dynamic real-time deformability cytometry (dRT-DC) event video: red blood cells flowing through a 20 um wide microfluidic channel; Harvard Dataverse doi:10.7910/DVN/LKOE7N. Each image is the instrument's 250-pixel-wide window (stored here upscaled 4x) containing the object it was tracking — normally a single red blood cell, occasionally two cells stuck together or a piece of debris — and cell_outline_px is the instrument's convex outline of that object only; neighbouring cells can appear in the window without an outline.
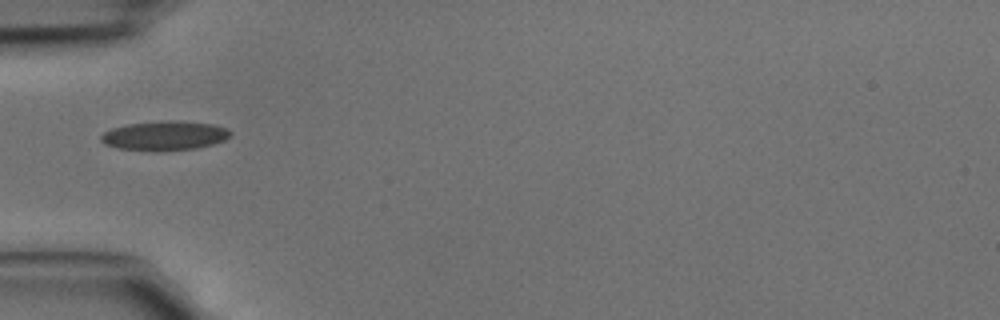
{"species": "common noctule bat (a hibernating species)", "species_latin": "Nyctalus noctula", "temperature_condition": "cold", "stored_images_in_passage": 6, "camera_frame_rate_fps": 3000, "um_per_image_px": 0.085, "animal": {"sex": "male", "body_mass_g": 15.6}, "frame": {"image": 1, "passage_image": 1, "time_ms": 0.0, "image_size_px": [1000, 320], "cell_outline_px": [[232, 132], [224, 140], [212, 144], [196, 148], [160, 152], [156, 152], [120, 148], [104, 144], [100, 140], [100, 136], [104, 132], [112, 128], [128, 124], [160, 120], [172, 120], [212, 124], [224, 128]], "centroid_in_image_um": [13.95, 11.54], "position_along_channel_um": 71.1, "area_um2": 22.2}}